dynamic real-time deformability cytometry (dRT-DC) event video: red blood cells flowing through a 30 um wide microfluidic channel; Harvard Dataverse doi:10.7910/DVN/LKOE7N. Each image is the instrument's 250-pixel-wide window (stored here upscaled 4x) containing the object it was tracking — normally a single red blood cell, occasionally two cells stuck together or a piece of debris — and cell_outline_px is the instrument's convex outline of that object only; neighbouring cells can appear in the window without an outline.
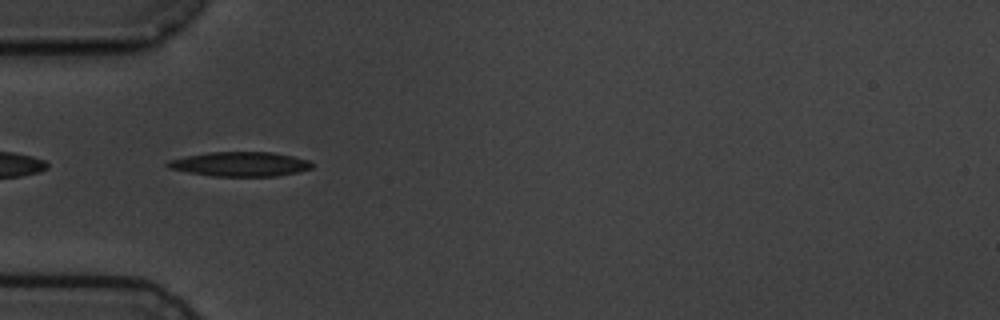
{"species": "common noctule bat (a hibernating species)", "species_latin": "Nyctalus noctula", "temperature_condition": "cold", "stored_images_in_passage": 4, "camera_frame_rate_fps": 3000, "um_per_image_px": 0.085, "animal": {"sex": "male", "body_mass_g": 19.5, "forearm_length_mm": 54.6}, "frame": {"image": 1, "passage_image": 4, "time_ms": 3.667, "image_size_px": [1000, 320], "cell_outline_px": [[312, 168], [296, 172], [276, 176], [212, 176], [188, 172], [168, 168], [164, 164], [168, 160], [184, 156], [208, 152], [272, 152], [292, 156], [308, 160], [312, 164]], "centroid_in_image_um": [20.35, 13.94], "position_along_channel_um": 64.6, "area_um2": 20.58}}